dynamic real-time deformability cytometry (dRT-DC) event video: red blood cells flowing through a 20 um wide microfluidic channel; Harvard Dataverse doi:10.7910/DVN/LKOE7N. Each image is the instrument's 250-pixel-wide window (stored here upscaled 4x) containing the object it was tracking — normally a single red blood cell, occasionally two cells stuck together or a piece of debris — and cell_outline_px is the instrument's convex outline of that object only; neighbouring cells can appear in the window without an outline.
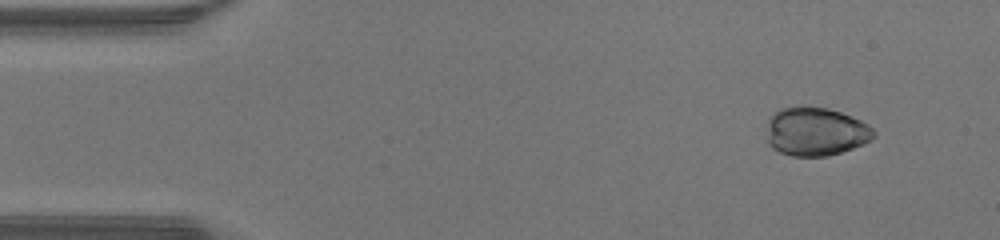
{"species": "human", "species_latin": "Homo sapiens", "temperature_condition": "warm", "stored_images_in_passage": 47, "camera_frame_rate_fps": 3000, "um_per_image_px": 0.085, "donor": {"sex": "male"}, "frame": {"image": 1, "passage_image": 4, "time_ms": 1.0, "image_size_px": [1000, 240], "cell_outline_px": [[876, 136], [872, 140], [864, 144], [828, 156], [792, 156], [780, 152], [772, 148], [764, 140], [768, 120], [780, 108], [828, 108], [852, 116], [868, 124], [876, 132]], "centroid_in_image_um": [69.33, 11.21], "position_along_channel_um": 15.7, "area_um2": 30.35}}
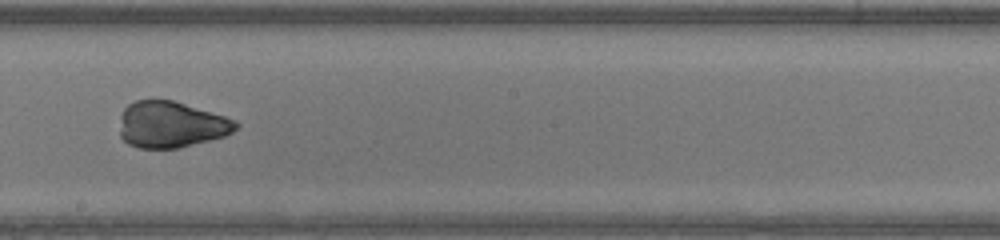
{"frame": {"image": 2, "passage_image": 26, "time_ms": 8.333, "image_size_px": [1000, 240], "cell_outline_px": [[240, 124], [232, 132], [224, 136], [180, 148], [140, 148], [128, 144], [120, 136], [120, 116], [124, 108], [128, 104], [136, 100], [172, 100], [224, 116], [236, 120]], "centroid_in_image_um": [14.52, 10.59], "position_along_channel_um": 233.7, "area_um2": 31.27}}
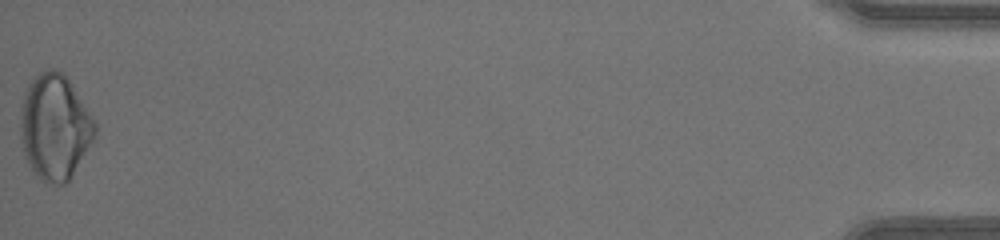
{"frame": {"image": 3, "passage_image": 47, "time_ms": 15.333, "image_size_px": [1000, 240], "cell_outline_px": [[96, 132], [92, 140], [72, 176], [64, 184], [56, 184], [40, 180], [32, 172], [24, 152], [20, 136], [20, 108], [24, 92], [28, 84], [44, 68], [52, 68], [64, 72], [96, 124]], "centroid_in_image_um": [4.62, 10.78], "position_along_channel_um": 430.6, "area_um2": 45.66}, "authors_computed_cell_mechanics": {"area_um2": 31.7322, "velocity_mm_per_s": 4.37, "shape_relaxation_time_tau1_ms": 3.369, "shape_relaxation_time_tau2_ms": 0.5187, "deformation_change_tau1": 0.152, "deformation_change_tau2": 0.0552}}